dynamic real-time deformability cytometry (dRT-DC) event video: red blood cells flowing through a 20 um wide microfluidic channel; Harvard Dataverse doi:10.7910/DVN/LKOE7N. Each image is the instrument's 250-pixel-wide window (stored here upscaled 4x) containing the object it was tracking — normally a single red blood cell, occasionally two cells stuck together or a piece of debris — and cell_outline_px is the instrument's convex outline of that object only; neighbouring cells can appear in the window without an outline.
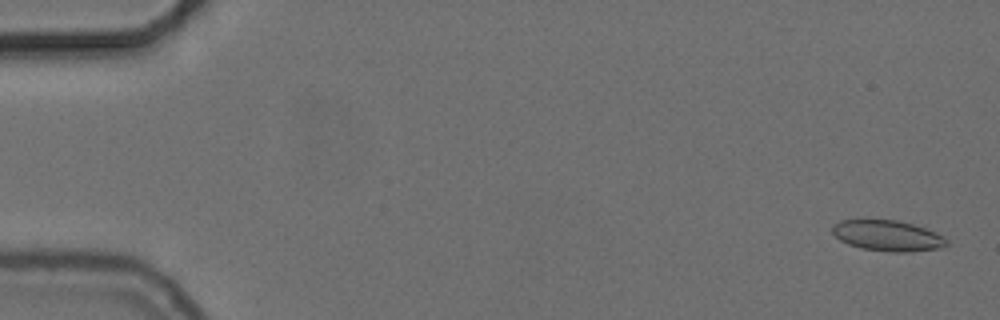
{"species": "common noctule bat (a hibernating species)", "species_latin": "Nyctalus noctula", "temperature_condition": "cold", "stored_images_in_passage": 21, "camera_frame_rate_fps": 3000, "um_per_image_px": 0.085, "animal": {"sex": "female", "body_mass_g": 24.6, "forearm_length_mm": 56.2}, "frame": {"image": 1, "passage_image": 2, "time_ms": 0.333, "image_size_px": [1000, 320], "cell_outline_px": [[948, 244], [940, 248], [904, 252], [892, 252], [860, 248], [848, 244], [840, 240], [832, 232], [832, 224], [840, 220], [896, 220], [912, 224], [924, 228], [948, 240]], "centroid_in_image_um": [75.39, 20.03], "position_along_channel_um": 9.6, "area_um2": 20.17}}
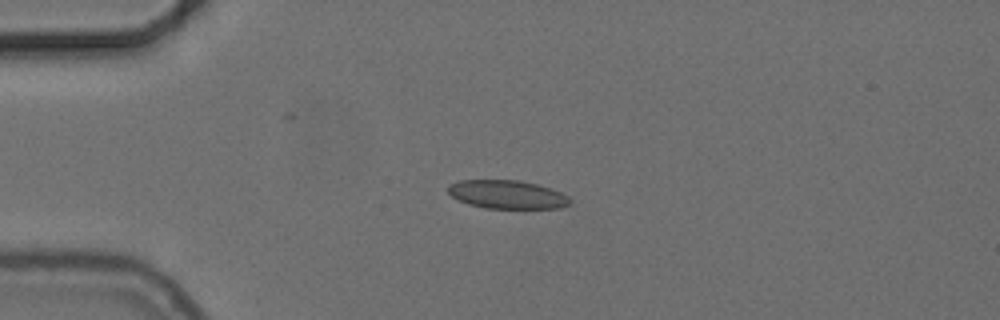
{"frame": {"image": 2, "passage_image": 14, "time_ms": 4.333, "image_size_px": [1000, 320], "cell_outline_px": [[572, 200], [568, 204], [560, 208], [484, 208], [468, 204], [452, 196], [448, 192], [448, 184], [460, 180], [520, 180], [536, 184], [560, 192], [568, 196]], "centroid_in_image_um": [43.09, 16.53], "position_along_channel_um": 41.9, "area_um2": 20.11}}
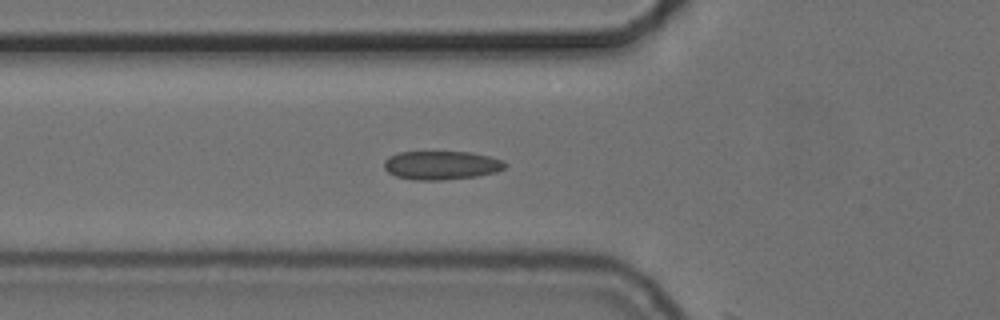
{"frame": {"image": 3, "passage_image": 20, "time_ms": 6.333, "image_size_px": [1000, 320], "cell_outline_px": [[508, 164], [504, 168], [496, 172], [476, 176], [440, 180], [416, 180], [396, 176], [388, 172], [384, 168], [384, 160], [388, 156], [400, 152], [472, 152], [504, 160]], "centroid_in_image_um": [37.52, 14.04], "position_along_channel_um": 88.3, "area_um2": 20.23}}